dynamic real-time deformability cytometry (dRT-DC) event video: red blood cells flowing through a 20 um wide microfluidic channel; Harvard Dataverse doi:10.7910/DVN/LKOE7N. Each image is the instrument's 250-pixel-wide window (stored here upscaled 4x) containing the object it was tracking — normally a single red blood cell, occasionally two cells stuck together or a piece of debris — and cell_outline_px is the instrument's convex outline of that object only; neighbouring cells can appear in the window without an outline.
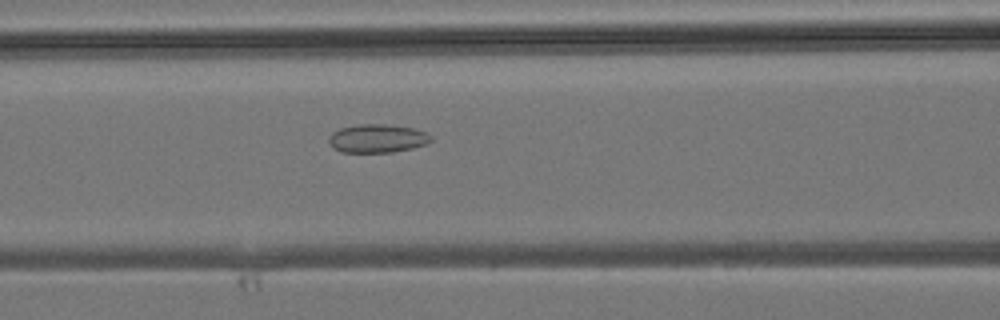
{"species": "common noctule bat (a hibernating species)", "species_latin": "Nyctalus noctula", "temperature_condition": "room temperature", "stored_images_in_passage": 43, "camera_frame_rate_fps": 3000, "um_per_image_px": 0.085, "animal": {"sex": "male", "body_mass_g": 19.2, "forearm_length_mm": 51.8}, "frame": {"image": 1, "passage_image": 18, "time_ms": 5.667, "image_size_px": [1000, 320], "cell_outline_px": [[432, 140], [424, 144], [412, 148], [392, 152], [340, 152], [332, 148], [328, 140], [328, 136], [332, 132], [340, 128], [360, 124], [384, 124], [412, 128], [428, 132], [432, 136]], "centroid_in_image_um": [32.05, 11.77], "position_along_channel_um": 134.6, "area_um2": 16.99}}
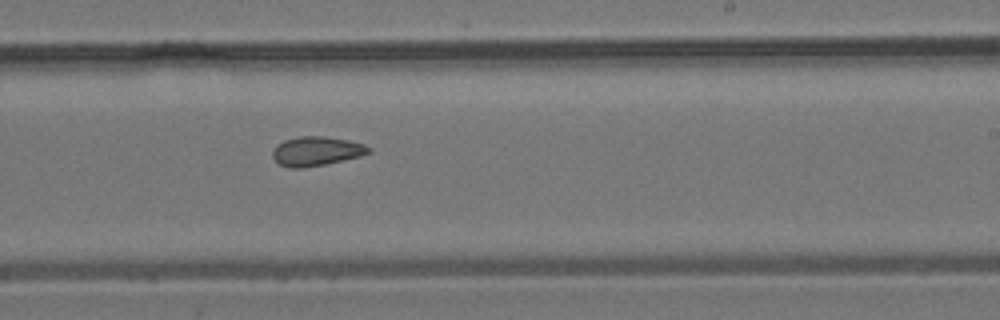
{"frame": {"image": 2, "passage_image": 26, "time_ms": 8.333, "image_size_px": [1000, 320], "cell_outline_px": [[372, 152], [360, 156], [324, 164], [304, 168], [288, 168], [280, 164], [272, 156], [272, 152], [276, 144], [284, 140], [300, 136], [324, 136], [348, 140], [364, 144], [372, 148]], "centroid_in_image_um": [26.89, 12.84], "position_along_channel_um": 262.1, "area_um2": 16.42}}
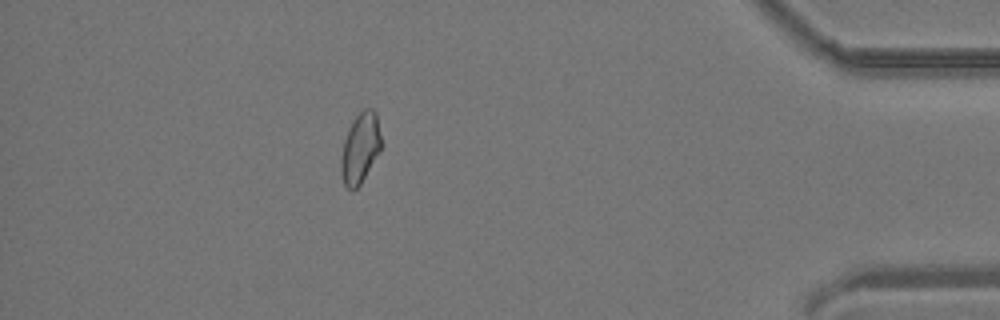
{"frame": {"image": 3, "passage_image": 38, "time_ms": 12.333, "image_size_px": [1000, 320], "cell_outline_px": [[380, 148], [360, 184], [352, 192], [344, 184], [340, 172], [340, 160], [344, 140], [348, 128], [356, 116], [364, 108], [372, 108], [376, 112], [380, 136]], "centroid_in_image_um": [30.58, 12.58], "position_along_channel_um": 404.6, "area_um2": 16.13}}